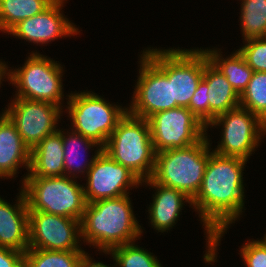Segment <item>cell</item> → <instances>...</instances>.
<instances>
[{"label":"cell","instance_id":"6da1fadb","mask_svg":"<svg viewBox=\"0 0 266 267\" xmlns=\"http://www.w3.org/2000/svg\"><path fill=\"white\" fill-rule=\"evenodd\" d=\"M246 162L243 158L221 156L210 150L201 188L192 200V207L207 234L204 263H215L225 232L246 210L243 182Z\"/></svg>","mask_w":266,"mask_h":267},{"label":"cell","instance_id":"7a4b0ae2","mask_svg":"<svg viewBox=\"0 0 266 267\" xmlns=\"http://www.w3.org/2000/svg\"><path fill=\"white\" fill-rule=\"evenodd\" d=\"M132 207L129 195L87 203L81 220L82 241L100 252H109L140 239L144 229Z\"/></svg>","mask_w":266,"mask_h":267},{"label":"cell","instance_id":"3957f363","mask_svg":"<svg viewBox=\"0 0 266 267\" xmlns=\"http://www.w3.org/2000/svg\"><path fill=\"white\" fill-rule=\"evenodd\" d=\"M205 135L185 148L167 149L155 154L151 179L186 194L192 200L199 192L210 157L211 140Z\"/></svg>","mask_w":266,"mask_h":267},{"label":"cell","instance_id":"277c9868","mask_svg":"<svg viewBox=\"0 0 266 267\" xmlns=\"http://www.w3.org/2000/svg\"><path fill=\"white\" fill-rule=\"evenodd\" d=\"M103 151L141 181L151 178L156 153L148 120L133 116L127 111L118 121Z\"/></svg>","mask_w":266,"mask_h":267},{"label":"cell","instance_id":"5b68a950","mask_svg":"<svg viewBox=\"0 0 266 267\" xmlns=\"http://www.w3.org/2000/svg\"><path fill=\"white\" fill-rule=\"evenodd\" d=\"M77 181L68 176L25 178L20 188L24 192L29 211L46 212L81 221L87 202L84 185Z\"/></svg>","mask_w":266,"mask_h":267},{"label":"cell","instance_id":"8992f818","mask_svg":"<svg viewBox=\"0 0 266 267\" xmlns=\"http://www.w3.org/2000/svg\"><path fill=\"white\" fill-rule=\"evenodd\" d=\"M66 97L67 109L64 112L68 113L67 117L71 121L70 129L95 141L102 148L106 145L118 121L128 111L126 107L110 104L105 98L92 91L71 92Z\"/></svg>","mask_w":266,"mask_h":267},{"label":"cell","instance_id":"52a82bcc","mask_svg":"<svg viewBox=\"0 0 266 267\" xmlns=\"http://www.w3.org/2000/svg\"><path fill=\"white\" fill-rule=\"evenodd\" d=\"M63 66L48 56L34 52L22 67L8 69V82L15 86V97L46 101L63 107Z\"/></svg>","mask_w":266,"mask_h":267},{"label":"cell","instance_id":"ba28073f","mask_svg":"<svg viewBox=\"0 0 266 267\" xmlns=\"http://www.w3.org/2000/svg\"><path fill=\"white\" fill-rule=\"evenodd\" d=\"M167 77L172 80L173 100L179 107H188L209 60L205 50L160 49L152 47L142 51Z\"/></svg>","mask_w":266,"mask_h":267},{"label":"cell","instance_id":"9c48e42d","mask_svg":"<svg viewBox=\"0 0 266 267\" xmlns=\"http://www.w3.org/2000/svg\"><path fill=\"white\" fill-rule=\"evenodd\" d=\"M221 140L212 151L221 156L239 157L248 161L266 135L265 123L250 110L238 106L217 116L206 130L221 126Z\"/></svg>","mask_w":266,"mask_h":267},{"label":"cell","instance_id":"30bf717a","mask_svg":"<svg viewBox=\"0 0 266 267\" xmlns=\"http://www.w3.org/2000/svg\"><path fill=\"white\" fill-rule=\"evenodd\" d=\"M147 120L155 153L188 147L208 134L206 126L187 107L160 111Z\"/></svg>","mask_w":266,"mask_h":267},{"label":"cell","instance_id":"8fae6325","mask_svg":"<svg viewBox=\"0 0 266 267\" xmlns=\"http://www.w3.org/2000/svg\"><path fill=\"white\" fill-rule=\"evenodd\" d=\"M139 56V76L128 112L147 120L157 112L179 107L173 100L172 80L143 52Z\"/></svg>","mask_w":266,"mask_h":267},{"label":"cell","instance_id":"7c38bea8","mask_svg":"<svg viewBox=\"0 0 266 267\" xmlns=\"http://www.w3.org/2000/svg\"><path fill=\"white\" fill-rule=\"evenodd\" d=\"M62 109L50 102L15 97L2 111L15 124L22 140L32 150L45 137L60 129L57 125L63 116Z\"/></svg>","mask_w":266,"mask_h":267},{"label":"cell","instance_id":"4fadbf2b","mask_svg":"<svg viewBox=\"0 0 266 267\" xmlns=\"http://www.w3.org/2000/svg\"><path fill=\"white\" fill-rule=\"evenodd\" d=\"M81 221L40 211H29V248L83 250Z\"/></svg>","mask_w":266,"mask_h":267},{"label":"cell","instance_id":"5bb4252c","mask_svg":"<svg viewBox=\"0 0 266 267\" xmlns=\"http://www.w3.org/2000/svg\"><path fill=\"white\" fill-rule=\"evenodd\" d=\"M85 178L87 182L83 188L87 203L130 195L129 191L139 188L142 183L133 172L103 150L97 155Z\"/></svg>","mask_w":266,"mask_h":267},{"label":"cell","instance_id":"9a60e30c","mask_svg":"<svg viewBox=\"0 0 266 267\" xmlns=\"http://www.w3.org/2000/svg\"><path fill=\"white\" fill-rule=\"evenodd\" d=\"M65 1V2H64ZM66 0H54L45 10L20 21L9 32L15 38L45 45L62 37L80 34V30L61 11Z\"/></svg>","mask_w":266,"mask_h":267},{"label":"cell","instance_id":"2e32d148","mask_svg":"<svg viewBox=\"0 0 266 267\" xmlns=\"http://www.w3.org/2000/svg\"><path fill=\"white\" fill-rule=\"evenodd\" d=\"M16 204L0 196V246L25 252L29 248V210L20 188Z\"/></svg>","mask_w":266,"mask_h":267},{"label":"cell","instance_id":"e0dca14e","mask_svg":"<svg viewBox=\"0 0 266 267\" xmlns=\"http://www.w3.org/2000/svg\"><path fill=\"white\" fill-rule=\"evenodd\" d=\"M147 184V185H146ZM146 185L154 188L153 202L148 207L149 222L157 232H168L175 227L181 215L184 203L192 207V199L177 189L155 183L151 178L142 181L141 186Z\"/></svg>","mask_w":266,"mask_h":267},{"label":"cell","instance_id":"ac0fdd59","mask_svg":"<svg viewBox=\"0 0 266 267\" xmlns=\"http://www.w3.org/2000/svg\"><path fill=\"white\" fill-rule=\"evenodd\" d=\"M31 150L24 143L15 124L2 112L0 114V177L12 179L19 168L30 170Z\"/></svg>","mask_w":266,"mask_h":267},{"label":"cell","instance_id":"d6986e66","mask_svg":"<svg viewBox=\"0 0 266 267\" xmlns=\"http://www.w3.org/2000/svg\"><path fill=\"white\" fill-rule=\"evenodd\" d=\"M64 176V149L62 135L57 131L45 137L31 150V162L25 178Z\"/></svg>","mask_w":266,"mask_h":267},{"label":"cell","instance_id":"ffe728a7","mask_svg":"<svg viewBox=\"0 0 266 267\" xmlns=\"http://www.w3.org/2000/svg\"><path fill=\"white\" fill-rule=\"evenodd\" d=\"M203 79L208 83L209 123L240 106V95L210 60L205 63Z\"/></svg>","mask_w":266,"mask_h":267},{"label":"cell","instance_id":"44dd1931","mask_svg":"<svg viewBox=\"0 0 266 267\" xmlns=\"http://www.w3.org/2000/svg\"><path fill=\"white\" fill-rule=\"evenodd\" d=\"M59 129L58 132L62 135V143L64 149V176L79 178V173L84 176L87 174L91 166L93 165L94 160L97 155L103 150V148L97 144L95 141L84 137L83 135L74 132L73 130H69L64 132L65 129ZM85 148H83V147ZM82 147V148H81ZM96 147L94 155L92 158L82 159L84 162H79V158H83L84 153H80V150L85 152L86 150H90L91 148ZM81 148V149H80ZM79 150V151H78ZM78 175V176H77Z\"/></svg>","mask_w":266,"mask_h":267},{"label":"cell","instance_id":"7402d4cb","mask_svg":"<svg viewBox=\"0 0 266 267\" xmlns=\"http://www.w3.org/2000/svg\"><path fill=\"white\" fill-rule=\"evenodd\" d=\"M209 60L221 71L227 78L232 87L239 95L247 88L251 80L253 69L245 62L243 56L238 50L223 57L219 48L204 49Z\"/></svg>","mask_w":266,"mask_h":267},{"label":"cell","instance_id":"603a6c76","mask_svg":"<svg viewBox=\"0 0 266 267\" xmlns=\"http://www.w3.org/2000/svg\"><path fill=\"white\" fill-rule=\"evenodd\" d=\"M54 0H0V30L8 33L20 21L45 10Z\"/></svg>","mask_w":266,"mask_h":267},{"label":"cell","instance_id":"cb8c5ba5","mask_svg":"<svg viewBox=\"0 0 266 267\" xmlns=\"http://www.w3.org/2000/svg\"><path fill=\"white\" fill-rule=\"evenodd\" d=\"M242 39L266 37V0H241Z\"/></svg>","mask_w":266,"mask_h":267},{"label":"cell","instance_id":"d4e9b609","mask_svg":"<svg viewBox=\"0 0 266 267\" xmlns=\"http://www.w3.org/2000/svg\"><path fill=\"white\" fill-rule=\"evenodd\" d=\"M84 250L51 251L28 248L25 267H77Z\"/></svg>","mask_w":266,"mask_h":267},{"label":"cell","instance_id":"484cf974","mask_svg":"<svg viewBox=\"0 0 266 267\" xmlns=\"http://www.w3.org/2000/svg\"><path fill=\"white\" fill-rule=\"evenodd\" d=\"M103 253L111 255L115 261L113 267H163L157 256L135 242L114 247Z\"/></svg>","mask_w":266,"mask_h":267},{"label":"cell","instance_id":"4316f807","mask_svg":"<svg viewBox=\"0 0 266 267\" xmlns=\"http://www.w3.org/2000/svg\"><path fill=\"white\" fill-rule=\"evenodd\" d=\"M240 106L250 110L266 125V72H253L247 88L240 95Z\"/></svg>","mask_w":266,"mask_h":267},{"label":"cell","instance_id":"83f0119b","mask_svg":"<svg viewBox=\"0 0 266 267\" xmlns=\"http://www.w3.org/2000/svg\"><path fill=\"white\" fill-rule=\"evenodd\" d=\"M244 46L237 49L254 72H266V37L243 41Z\"/></svg>","mask_w":266,"mask_h":267},{"label":"cell","instance_id":"f1b7e54d","mask_svg":"<svg viewBox=\"0 0 266 267\" xmlns=\"http://www.w3.org/2000/svg\"><path fill=\"white\" fill-rule=\"evenodd\" d=\"M260 240H249L240 249L246 267H266V234Z\"/></svg>","mask_w":266,"mask_h":267},{"label":"cell","instance_id":"f546056e","mask_svg":"<svg viewBox=\"0 0 266 267\" xmlns=\"http://www.w3.org/2000/svg\"><path fill=\"white\" fill-rule=\"evenodd\" d=\"M208 83L202 79L187 107L206 127L209 124Z\"/></svg>","mask_w":266,"mask_h":267},{"label":"cell","instance_id":"4dcf8cb0","mask_svg":"<svg viewBox=\"0 0 266 267\" xmlns=\"http://www.w3.org/2000/svg\"><path fill=\"white\" fill-rule=\"evenodd\" d=\"M0 267H25V252L0 246Z\"/></svg>","mask_w":266,"mask_h":267},{"label":"cell","instance_id":"1f68e13d","mask_svg":"<svg viewBox=\"0 0 266 267\" xmlns=\"http://www.w3.org/2000/svg\"><path fill=\"white\" fill-rule=\"evenodd\" d=\"M89 255L90 254L85 252L81 256L77 267H113V266H109V265L103 264L102 262H96Z\"/></svg>","mask_w":266,"mask_h":267},{"label":"cell","instance_id":"d6a6232c","mask_svg":"<svg viewBox=\"0 0 266 267\" xmlns=\"http://www.w3.org/2000/svg\"><path fill=\"white\" fill-rule=\"evenodd\" d=\"M8 66L5 63V61L3 62L2 59L0 61V88H1V84L2 81H4V79L8 80Z\"/></svg>","mask_w":266,"mask_h":267}]
</instances>
